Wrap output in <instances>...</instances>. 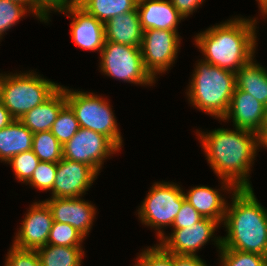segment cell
<instances>
[{
	"label": "cell",
	"mask_w": 267,
	"mask_h": 266,
	"mask_svg": "<svg viewBox=\"0 0 267 266\" xmlns=\"http://www.w3.org/2000/svg\"><path fill=\"white\" fill-rule=\"evenodd\" d=\"M196 134L207 162L219 179L231 182L237 189L252 188L249 174L257 156L256 133L222 127L209 132L197 129Z\"/></svg>",
	"instance_id": "1"
},
{
	"label": "cell",
	"mask_w": 267,
	"mask_h": 266,
	"mask_svg": "<svg viewBox=\"0 0 267 266\" xmlns=\"http://www.w3.org/2000/svg\"><path fill=\"white\" fill-rule=\"evenodd\" d=\"M257 19L232 17L194 36L195 47L211 65L236 73L255 58Z\"/></svg>",
	"instance_id": "2"
},
{
	"label": "cell",
	"mask_w": 267,
	"mask_h": 266,
	"mask_svg": "<svg viewBox=\"0 0 267 266\" xmlns=\"http://www.w3.org/2000/svg\"><path fill=\"white\" fill-rule=\"evenodd\" d=\"M222 227L220 249L267 255V209L257 200L253 188H240L231 194Z\"/></svg>",
	"instance_id": "3"
},
{
	"label": "cell",
	"mask_w": 267,
	"mask_h": 266,
	"mask_svg": "<svg viewBox=\"0 0 267 266\" xmlns=\"http://www.w3.org/2000/svg\"><path fill=\"white\" fill-rule=\"evenodd\" d=\"M196 64L186 91L188 101L197 110L221 121L236 88V73L203 59Z\"/></svg>",
	"instance_id": "4"
},
{
	"label": "cell",
	"mask_w": 267,
	"mask_h": 266,
	"mask_svg": "<svg viewBox=\"0 0 267 266\" xmlns=\"http://www.w3.org/2000/svg\"><path fill=\"white\" fill-rule=\"evenodd\" d=\"M61 85L43 78L32 70L3 74L1 101L14 119L50 98Z\"/></svg>",
	"instance_id": "5"
},
{
	"label": "cell",
	"mask_w": 267,
	"mask_h": 266,
	"mask_svg": "<svg viewBox=\"0 0 267 266\" xmlns=\"http://www.w3.org/2000/svg\"><path fill=\"white\" fill-rule=\"evenodd\" d=\"M67 104L76 115L81 128L90 129L108 137L119 149L122 136L109 101L93 92L76 91L65 87Z\"/></svg>",
	"instance_id": "6"
},
{
	"label": "cell",
	"mask_w": 267,
	"mask_h": 266,
	"mask_svg": "<svg viewBox=\"0 0 267 266\" xmlns=\"http://www.w3.org/2000/svg\"><path fill=\"white\" fill-rule=\"evenodd\" d=\"M185 200L183 190L175 182H155L138 208V218L143 225L154 228L160 239L166 226L172 227Z\"/></svg>",
	"instance_id": "7"
},
{
	"label": "cell",
	"mask_w": 267,
	"mask_h": 266,
	"mask_svg": "<svg viewBox=\"0 0 267 266\" xmlns=\"http://www.w3.org/2000/svg\"><path fill=\"white\" fill-rule=\"evenodd\" d=\"M99 58L100 72L106 76L141 86L156 82L144 66L140 47L105 41Z\"/></svg>",
	"instance_id": "8"
},
{
	"label": "cell",
	"mask_w": 267,
	"mask_h": 266,
	"mask_svg": "<svg viewBox=\"0 0 267 266\" xmlns=\"http://www.w3.org/2000/svg\"><path fill=\"white\" fill-rule=\"evenodd\" d=\"M119 151L120 149L105 135L80 127L63 145V158L85 163L99 174L104 160Z\"/></svg>",
	"instance_id": "9"
},
{
	"label": "cell",
	"mask_w": 267,
	"mask_h": 266,
	"mask_svg": "<svg viewBox=\"0 0 267 266\" xmlns=\"http://www.w3.org/2000/svg\"><path fill=\"white\" fill-rule=\"evenodd\" d=\"M178 31L149 29L143 31L141 53L146 70L156 79L175 63L180 49Z\"/></svg>",
	"instance_id": "10"
},
{
	"label": "cell",
	"mask_w": 267,
	"mask_h": 266,
	"mask_svg": "<svg viewBox=\"0 0 267 266\" xmlns=\"http://www.w3.org/2000/svg\"><path fill=\"white\" fill-rule=\"evenodd\" d=\"M219 225L217 221L203 217L196 224L186 228L172 229L173 232L171 231L170 236L164 234L158 240V244L171 254L196 256L199 249L212 238V242H215L214 246L216 245L219 251L221 248V237H216L214 234Z\"/></svg>",
	"instance_id": "11"
},
{
	"label": "cell",
	"mask_w": 267,
	"mask_h": 266,
	"mask_svg": "<svg viewBox=\"0 0 267 266\" xmlns=\"http://www.w3.org/2000/svg\"><path fill=\"white\" fill-rule=\"evenodd\" d=\"M98 173L89 165L62 158L57 163L51 198H79L86 194Z\"/></svg>",
	"instance_id": "12"
},
{
	"label": "cell",
	"mask_w": 267,
	"mask_h": 266,
	"mask_svg": "<svg viewBox=\"0 0 267 266\" xmlns=\"http://www.w3.org/2000/svg\"><path fill=\"white\" fill-rule=\"evenodd\" d=\"M52 223L53 216L47 203L40 200L34 202L25 214L12 245L30 250L47 245Z\"/></svg>",
	"instance_id": "13"
},
{
	"label": "cell",
	"mask_w": 267,
	"mask_h": 266,
	"mask_svg": "<svg viewBox=\"0 0 267 266\" xmlns=\"http://www.w3.org/2000/svg\"><path fill=\"white\" fill-rule=\"evenodd\" d=\"M49 206L53 221L73 226L85 238L91 231L97 208L91 201L79 198H48L44 200Z\"/></svg>",
	"instance_id": "14"
},
{
	"label": "cell",
	"mask_w": 267,
	"mask_h": 266,
	"mask_svg": "<svg viewBox=\"0 0 267 266\" xmlns=\"http://www.w3.org/2000/svg\"><path fill=\"white\" fill-rule=\"evenodd\" d=\"M59 13H64L72 19L70 35L75 45L83 50L99 51L100 54L106 41L104 23L88 14L80 6H69Z\"/></svg>",
	"instance_id": "15"
},
{
	"label": "cell",
	"mask_w": 267,
	"mask_h": 266,
	"mask_svg": "<svg viewBox=\"0 0 267 266\" xmlns=\"http://www.w3.org/2000/svg\"><path fill=\"white\" fill-rule=\"evenodd\" d=\"M265 112L266 107L262 103L236 87L228 111L221 120L229 122L232 119L233 127L257 134L265 122Z\"/></svg>",
	"instance_id": "16"
},
{
	"label": "cell",
	"mask_w": 267,
	"mask_h": 266,
	"mask_svg": "<svg viewBox=\"0 0 267 266\" xmlns=\"http://www.w3.org/2000/svg\"><path fill=\"white\" fill-rule=\"evenodd\" d=\"M222 189H213L212 187L199 185L183 192L185 200H187L202 217L210 218L217 221L220 226L223 223L225 212L227 209L226 198L220 194V190H226L230 194L237 188L229 181L221 179Z\"/></svg>",
	"instance_id": "17"
},
{
	"label": "cell",
	"mask_w": 267,
	"mask_h": 266,
	"mask_svg": "<svg viewBox=\"0 0 267 266\" xmlns=\"http://www.w3.org/2000/svg\"><path fill=\"white\" fill-rule=\"evenodd\" d=\"M136 9L143 31H178V24L184 19L170 0H138Z\"/></svg>",
	"instance_id": "18"
},
{
	"label": "cell",
	"mask_w": 267,
	"mask_h": 266,
	"mask_svg": "<svg viewBox=\"0 0 267 266\" xmlns=\"http://www.w3.org/2000/svg\"><path fill=\"white\" fill-rule=\"evenodd\" d=\"M66 104L65 86L61 85V87L50 98L25 113L19 121L33 134L37 132L50 131L60 110Z\"/></svg>",
	"instance_id": "19"
},
{
	"label": "cell",
	"mask_w": 267,
	"mask_h": 266,
	"mask_svg": "<svg viewBox=\"0 0 267 266\" xmlns=\"http://www.w3.org/2000/svg\"><path fill=\"white\" fill-rule=\"evenodd\" d=\"M104 26L106 41L141 47L143 30L136 8L127 13L114 16Z\"/></svg>",
	"instance_id": "20"
},
{
	"label": "cell",
	"mask_w": 267,
	"mask_h": 266,
	"mask_svg": "<svg viewBox=\"0 0 267 266\" xmlns=\"http://www.w3.org/2000/svg\"><path fill=\"white\" fill-rule=\"evenodd\" d=\"M33 133L15 119L0 129V161L7 163L12 157L32 149Z\"/></svg>",
	"instance_id": "21"
},
{
	"label": "cell",
	"mask_w": 267,
	"mask_h": 266,
	"mask_svg": "<svg viewBox=\"0 0 267 266\" xmlns=\"http://www.w3.org/2000/svg\"><path fill=\"white\" fill-rule=\"evenodd\" d=\"M253 58L236 72V87L267 106V69Z\"/></svg>",
	"instance_id": "22"
},
{
	"label": "cell",
	"mask_w": 267,
	"mask_h": 266,
	"mask_svg": "<svg viewBox=\"0 0 267 266\" xmlns=\"http://www.w3.org/2000/svg\"><path fill=\"white\" fill-rule=\"evenodd\" d=\"M36 251L42 266H81L85 256L83 247L47 244Z\"/></svg>",
	"instance_id": "23"
},
{
	"label": "cell",
	"mask_w": 267,
	"mask_h": 266,
	"mask_svg": "<svg viewBox=\"0 0 267 266\" xmlns=\"http://www.w3.org/2000/svg\"><path fill=\"white\" fill-rule=\"evenodd\" d=\"M138 0H85L79 6L102 23L137 7Z\"/></svg>",
	"instance_id": "24"
},
{
	"label": "cell",
	"mask_w": 267,
	"mask_h": 266,
	"mask_svg": "<svg viewBox=\"0 0 267 266\" xmlns=\"http://www.w3.org/2000/svg\"><path fill=\"white\" fill-rule=\"evenodd\" d=\"M32 151L44 162L58 163L63 158V145L51 131L33 134Z\"/></svg>",
	"instance_id": "25"
},
{
	"label": "cell",
	"mask_w": 267,
	"mask_h": 266,
	"mask_svg": "<svg viewBox=\"0 0 267 266\" xmlns=\"http://www.w3.org/2000/svg\"><path fill=\"white\" fill-rule=\"evenodd\" d=\"M80 126L71 107L66 104L52 125L51 133L64 145L79 130Z\"/></svg>",
	"instance_id": "26"
},
{
	"label": "cell",
	"mask_w": 267,
	"mask_h": 266,
	"mask_svg": "<svg viewBox=\"0 0 267 266\" xmlns=\"http://www.w3.org/2000/svg\"><path fill=\"white\" fill-rule=\"evenodd\" d=\"M86 239L73 226L53 221L47 244L69 247H83Z\"/></svg>",
	"instance_id": "27"
},
{
	"label": "cell",
	"mask_w": 267,
	"mask_h": 266,
	"mask_svg": "<svg viewBox=\"0 0 267 266\" xmlns=\"http://www.w3.org/2000/svg\"><path fill=\"white\" fill-rule=\"evenodd\" d=\"M221 266H267V258L258 253L241 252L235 249H220Z\"/></svg>",
	"instance_id": "28"
},
{
	"label": "cell",
	"mask_w": 267,
	"mask_h": 266,
	"mask_svg": "<svg viewBox=\"0 0 267 266\" xmlns=\"http://www.w3.org/2000/svg\"><path fill=\"white\" fill-rule=\"evenodd\" d=\"M39 162V158L31 149L15 155L7 162V164H10L13 168L15 178L19 182L26 184L31 179Z\"/></svg>",
	"instance_id": "29"
},
{
	"label": "cell",
	"mask_w": 267,
	"mask_h": 266,
	"mask_svg": "<svg viewBox=\"0 0 267 266\" xmlns=\"http://www.w3.org/2000/svg\"><path fill=\"white\" fill-rule=\"evenodd\" d=\"M31 12L23 5L13 1L0 0V39L4 33L9 31L19 20Z\"/></svg>",
	"instance_id": "30"
},
{
	"label": "cell",
	"mask_w": 267,
	"mask_h": 266,
	"mask_svg": "<svg viewBox=\"0 0 267 266\" xmlns=\"http://www.w3.org/2000/svg\"><path fill=\"white\" fill-rule=\"evenodd\" d=\"M57 173V163L40 161L31 179L26 183L41 191H51Z\"/></svg>",
	"instance_id": "31"
},
{
	"label": "cell",
	"mask_w": 267,
	"mask_h": 266,
	"mask_svg": "<svg viewBox=\"0 0 267 266\" xmlns=\"http://www.w3.org/2000/svg\"><path fill=\"white\" fill-rule=\"evenodd\" d=\"M136 260L137 266H174V254L168 253L159 244L142 250Z\"/></svg>",
	"instance_id": "32"
},
{
	"label": "cell",
	"mask_w": 267,
	"mask_h": 266,
	"mask_svg": "<svg viewBox=\"0 0 267 266\" xmlns=\"http://www.w3.org/2000/svg\"><path fill=\"white\" fill-rule=\"evenodd\" d=\"M4 266H42L36 250L21 249L11 245Z\"/></svg>",
	"instance_id": "33"
},
{
	"label": "cell",
	"mask_w": 267,
	"mask_h": 266,
	"mask_svg": "<svg viewBox=\"0 0 267 266\" xmlns=\"http://www.w3.org/2000/svg\"><path fill=\"white\" fill-rule=\"evenodd\" d=\"M202 218L203 217L199 212L187 200H184L180 211L175 217L172 227L173 229L186 228L196 224Z\"/></svg>",
	"instance_id": "34"
},
{
	"label": "cell",
	"mask_w": 267,
	"mask_h": 266,
	"mask_svg": "<svg viewBox=\"0 0 267 266\" xmlns=\"http://www.w3.org/2000/svg\"><path fill=\"white\" fill-rule=\"evenodd\" d=\"M33 6L48 20L51 11L61 12L69 7L68 0H31Z\"/></svg>",
	"instance_id": "35"
},
{
	"label": "cell",
	"mask_w": 267,
	"mask_h": 266,
	"mask_svg": "<svg viewBox=\"0 0 267 266\" xmlns=\"http://www.w3.org/2000/svg\"><path fill=\"white\" fill-rule=\"evenodd\" d=\"M172 5L183 16L184 20L192 15L205 0H170Z\"/></svg>",
	"instance_id": "36"
},
{
	"label": "cell",
	"mask_w": 267,
	"mask_h": 266,
	"mask_svg": "<svg viewBox=\"0 0 267 266\" xmlns=\"http://www.w3.org/2000/svg\"><path fill=\"white\" fill-rule=\"evenodd\" d=\"M174 266H207V264L198 255L174 254Z\"/></svg>",
	"instance_id": "37"
},
{
	"label": "cell",
	"mask_w": 267,
	"mask_h": 266,
	"mask_svg": "<svg viewBox=\"0 0 267 266\" xmlns=\"http://www.w3.org/2000/svg\"><path fill=\"white\" fill-rule=\"evenodd\" d=\"M25 6L40 22L49 23L48 20L33 6L31 0H8Z\"/></svg>",
	"instance_id": "38"
},
{
	"label": "cell",
	"mask_w": 267,
	"mask_h": 266,
	"mask_svg": "<svg viewBox=\"0 0 267 266\" xmlns=\"http://www.w3.org/2000/svg\"><path fill=\"white\" fill-rule=\"evenodd\" d=\"M15 119L0 101V129L7 127Z\"/></svg>",
	"instance_id": "39"
},
{
	"label": "cell",
	"mask_w": 267,
	"mask_h": 266,
	"mask_svg": "<svg viewBox=\"0 0 267 266\" xmlns=\"http://www.w3.org/2000/svg\"><path fill=\"white\" fill-rule=\"evenodd\" d=\"M258 150L260 147L267 149V122L262 124L260 131L257 133Z\"/></svg>",
	"instance_id": "40"
},
{
	"label": "cell",
	"mask_w": 267,
	"mask_h": 266,
	"mask_svg": "<svg viewBox=\"0 0 267 266\" xmlns=\"http://www.w3.org/2000/svg\"><path fill=\"white\" fill-rule=\"evenodd\" d=\"M258 2V7L261 15L267 18V0H256Z\"/></svg>",
	"instance_id": "41"
},
{
	"label": "cell",
	"mask_w": 267,
	"mask_h": 266,
	"mask_svg": "<svg viewBox=\"0 0 267 266\" xmlns=\"http://www.w3.org/2000/svg\"><path fill=\"white\" fill-rule=\"evenodd\" d=\"M85 0H68L69 6H79Z\"/></svg>",
	"instance_id": "42"
},
{
	"label": "cell",
	"mask_w": 267,
	"mask_h": 266,
	"mask_svg": "<svg viewBox=\"0 0 267 266\" xmlns=\"http://www.w3.org/2000/svg\"><path fill=\"white\" fill-rule=\"evenodd\" d=\"M2 79H3V74L0 73V101H1V85H2Z\"/></svg>",
	"instance_id": "43"
},
{
	"label": "cell",
	"mask_w": 267,
	"mask_h": 266,
	"mask_svg": "<svg viewBox=\"0 0 267 266\" xmlns=\"http://www.w3.org/2000/svg\"><path fill=\"white\" fill-rule=\"evenodd\" d=\"M265 122H267V106H266V112H265Z\"/></svg>",
	"instance_id": "44"
}]
</instances>
